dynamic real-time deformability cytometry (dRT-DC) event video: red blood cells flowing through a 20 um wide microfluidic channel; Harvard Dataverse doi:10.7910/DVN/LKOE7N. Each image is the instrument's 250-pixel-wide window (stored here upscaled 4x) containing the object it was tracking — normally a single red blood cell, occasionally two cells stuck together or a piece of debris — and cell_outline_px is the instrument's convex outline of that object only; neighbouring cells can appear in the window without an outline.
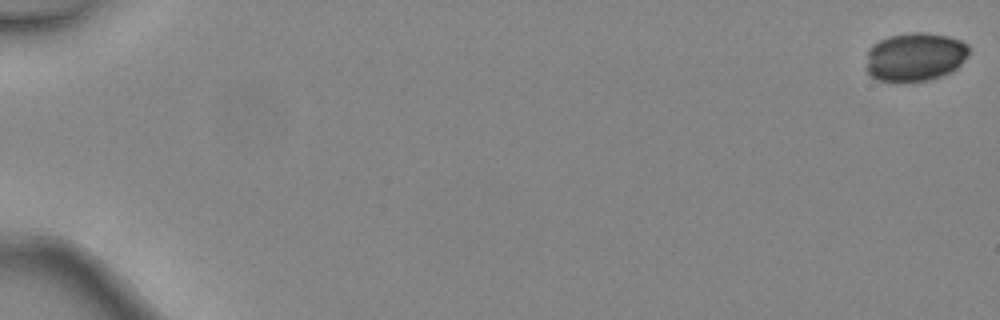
{"species": "common noctule bat (a hibernating species)", "species_latin": "Nyctalus noctula", "temperature_condition": "warm", "stored_images_in_passage": 3, "camera_frame_rate_fps": 3000, "um_per_image_px": 0.085, "animal": {"sex": "female", "body_mass_g": 24.6, "forearm_length_mm": 56.2}, "frame": {"image": 1, "passage_image": 1, "time_ms": 0.0, "image_size_px": [1000, 320], "cell_outline_px": [[968, 56], [956, 68], [940, 76], [928, 80], [876, 80], [868, 72], [868, 48], [872, 44], [888, 36], [912, 32], [924, 32], [948, 36], [960, 40], [968, 44]], "centroid_in_image_um": [77.79, 4.8], "position_along_channel_um": 7.2, "area_um2": 28.67}}